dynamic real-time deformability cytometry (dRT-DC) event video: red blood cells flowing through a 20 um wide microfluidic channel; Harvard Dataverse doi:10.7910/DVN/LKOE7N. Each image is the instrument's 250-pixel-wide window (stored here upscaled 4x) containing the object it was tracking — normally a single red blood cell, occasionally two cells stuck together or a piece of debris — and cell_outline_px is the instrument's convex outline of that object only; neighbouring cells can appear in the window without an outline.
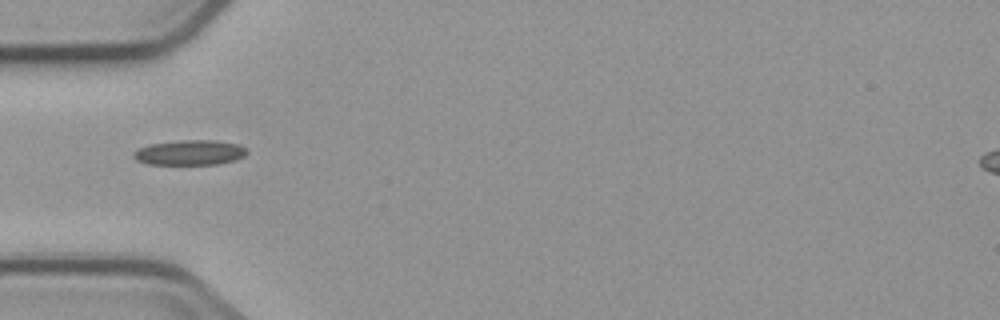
{"species": "common noctule bat (a hibernating species)", "species_latin": "Nyctalus noctula", "temperature_condition": "cold", "stored_images_in_passage": 4, "camera_frame_rate_fps": 3000, "um_per_image_px": 0.085, "animal": {"sex": "male", "body_mass_g": 23.1, "forearm_length_mm": 52.7}, "frame": {"image": 1, "passage_image": 3, "time_ms": 2.333, "image_size_px": [1000, 320], "cell_outline_px": [[248, 152], [244, 156], [236, 160], [216, 164], [148, 164], [136, 160], [132, 156], [132, 152], [140, 148], [152, 144], [180, 140], [216, 140], [240, 144], [248, 148]], "centroid_in_image_um": [16.18, 12.96], "position_along_channel_um": 68.8, "area_um2": 16.65}}
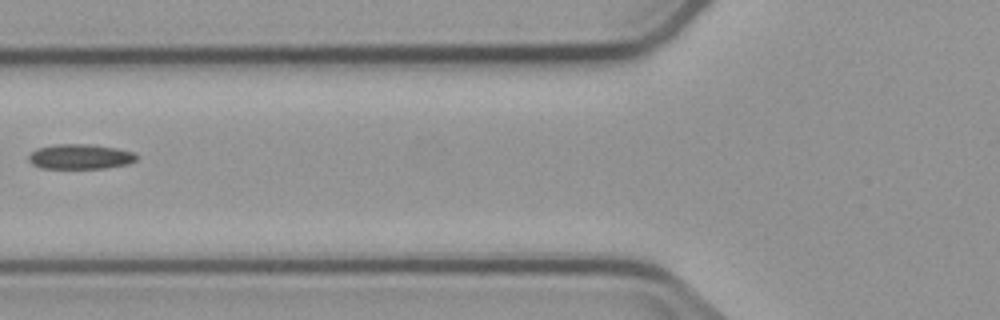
{"frame": {"image": 2, "passage_image": 4, "time_ms": 3.667, "image_size_px": [1000, 320], "cell_outline_px": [[136, 160], [128, 164], [104, 168], [40, 168], [32, 164], [28, 160], [28, 156], [36, 148], [56, 144], [96, 144], [136, 152]], "centroid_in_image_um": [6.82, 13.3], "position_along_channel_um": 119.0, "area_um2": 15.84}}